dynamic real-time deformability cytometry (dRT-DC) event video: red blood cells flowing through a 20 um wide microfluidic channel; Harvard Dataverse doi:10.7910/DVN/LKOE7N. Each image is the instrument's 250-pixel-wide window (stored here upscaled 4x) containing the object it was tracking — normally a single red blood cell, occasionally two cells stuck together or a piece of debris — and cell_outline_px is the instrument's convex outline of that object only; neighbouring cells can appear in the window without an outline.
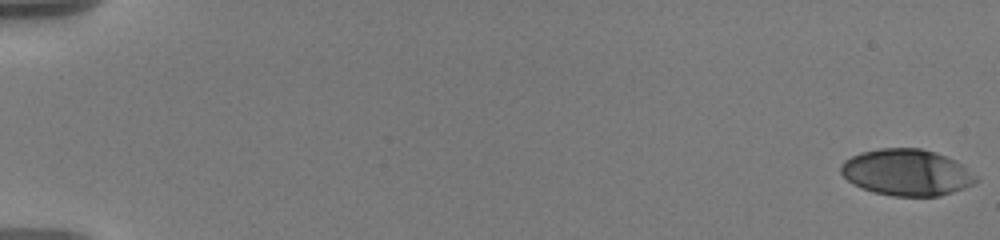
{"species": "human", "species_latin": "Homo sapiens", "temperature_condition": "warm", "stored_images_in_passage": 29, "camera_frame_rate_fps": 3000, "um_per_image_px": 0.085, "donor": {"sex": "male"}, "frame": {"image": 1, "passage_image": 1, "time_ms": 0.0, "image_size_px": [1000, 240], "cell_outline_px": [[976, 180], [972, 184], [964, 188], [940, 196], [892, 196], [872, 192], [860, 188], [852, 184], [840, 172], [840, 164], [844, 160], [860, 152], [880, 148], [920, 148], [936, 152], [956, 160], [976, 176]], "centroid_in_image_um": [77.02, 14.65], "position_along_channel_um": 8.0, "area_um2": 36.65}}
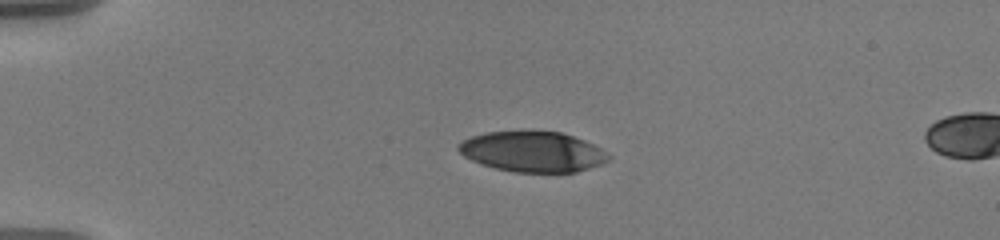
{"frame": {"image": 2, "passage_image": 28, "time_ms": 4.667, "image_size_px": [1000, 240], "cell_outline_px": [[612, 156], [608, 160], [600, 164], [576, 172], [512, 172], [496, 168], [472, 160], [464, 156], [456, 148], [456, 144], [472, 136], [484, 132], [524, 128], [532, 128], [560, 132], [584, 140], [600, 148]], "centroid_in_image_um": [45.24, 12.84], "position_along_channel_um": 39.8, "area_um2": 36.13}}